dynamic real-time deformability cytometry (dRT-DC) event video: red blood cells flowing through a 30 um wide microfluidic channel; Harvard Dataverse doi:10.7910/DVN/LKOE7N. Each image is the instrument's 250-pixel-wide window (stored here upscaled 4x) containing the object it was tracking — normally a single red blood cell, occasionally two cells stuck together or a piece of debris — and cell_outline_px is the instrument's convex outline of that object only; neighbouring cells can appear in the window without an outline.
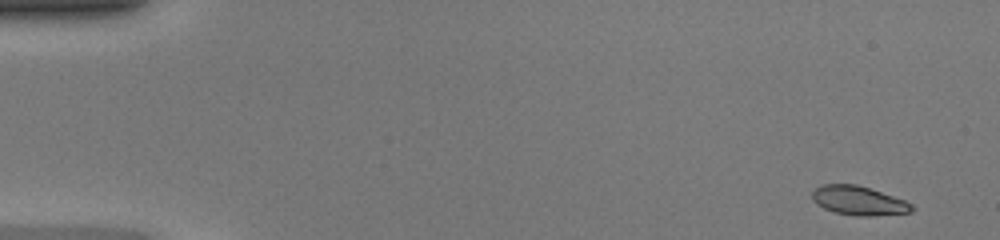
{"species": "common noctule bat (a hibernating species)", "species_latin": "Nyctalus noctula", "temperature_condition": "warm", "stored_images_in_passage": 46, "camera_frame_rate_fps": 3000, "um_per_image_px": 0.085, "animal": {"sex": "female", "body_mass_g": 20.0, "forearm_length_mm": 54.0}, "frame": {"image": 1, "passage_image": 1, "time_ms": 0.0, "image_size_px": [1000, 240], "cell_outline_px": [[916, 208], [912, 212], [876, 216], [856, 216], [836, 212], [824, 208], [816, 204], [812, 200], [812, 192], [820, 184], [856, 184], [904, 200], [912, 204]], "centroid_in_image_um": [72.99, 17.06], "position_along_channel_um": 12.0, "area_um2": 16.88}}
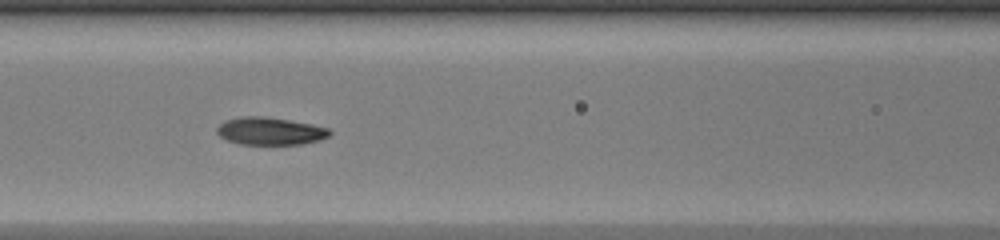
{"frame": {"image": 2, "passage_image": 20, "time_ms": 6.333, "image_size_px": [1000, 240], "cell_outline_px": [[332, 132], [328, 136], [320, 140], [304, 144], [240, 144], [228, 140], [220, 136], [216, 132], [216, 128], [224, 120], [240, 116], [264, 116], [312, 124], [328, 128]], "centroid_in_image_um": [22.95, 11.14], "position_along_channel_um": 143.7, "area_um2": 18.15}}
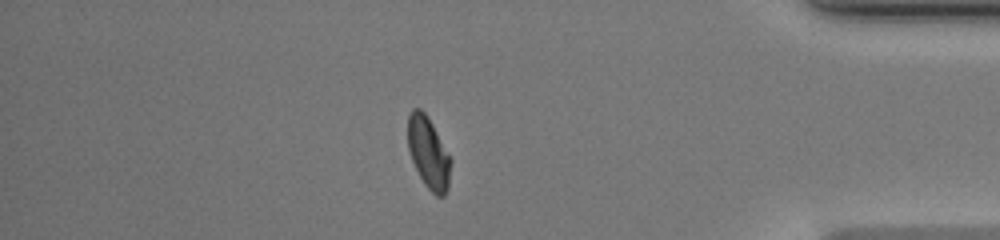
{"frame": {"image": 3, "passage_image": 40, "time_ms": 13.0, "image_size_px": [1000, 240], "cell_outline_px": [[452, 160], [448, 188], [444, 196], [436, 196], [424, 184], [412, 160], [408, 148], [408, 116], [412, 108], [420, 108], [424, 112], [432, 124]], "centroid_in_image_um": [36.42, 13.0], "position_along_channel_um": 398.8, "area_um2": 17.74}, "authors_computed_cell_mechanics": {"area_um2": 17.918, "velocity_mm_per_s": 4.3194, "shape_relaxation_time_tau1_ms": 3.1306, "shape_relaxation_time_tau2_ms": 0.9209, "deformation_change_tau1": 0.1743, "deformation_change_tau2": 0.0541}}